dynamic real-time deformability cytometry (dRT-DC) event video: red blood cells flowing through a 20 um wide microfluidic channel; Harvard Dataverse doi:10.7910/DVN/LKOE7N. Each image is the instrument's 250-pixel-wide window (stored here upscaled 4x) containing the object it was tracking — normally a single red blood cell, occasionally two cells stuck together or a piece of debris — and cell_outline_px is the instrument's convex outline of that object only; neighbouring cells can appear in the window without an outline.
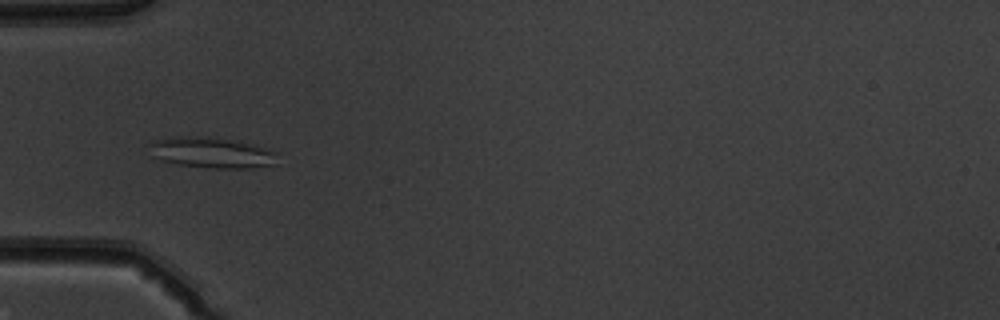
{"species": "common noctule bat (a hibernating species)", "species_latin": "Nyctalus noctula", "temperature_condition": "warm", "stored_images_in_passage": 51, "camera_frame_rate_fps": 3000, "um_per_image_px": 0.085, "animal": {"sex": "male", "body_mass_g": 19.5, "forearm_length_mm": 54.6}, "frame": {"image": 1, "passage_image": 17, "time_ms": 5.333, "image_size_px": [1000, 320], "cell_outline_px": [[280, 152], [276, 164], [252, 168], [216, 168], [180, 164], [160, 160], [152, 156], [148, 144], [152, 140], [172, 136], [204, 136], [252, 144], [268, 148]], "centroid_in_image_um": [18.01, 12.96], "position_along_channel_um": 67.0, "area_um2": 23.18}}
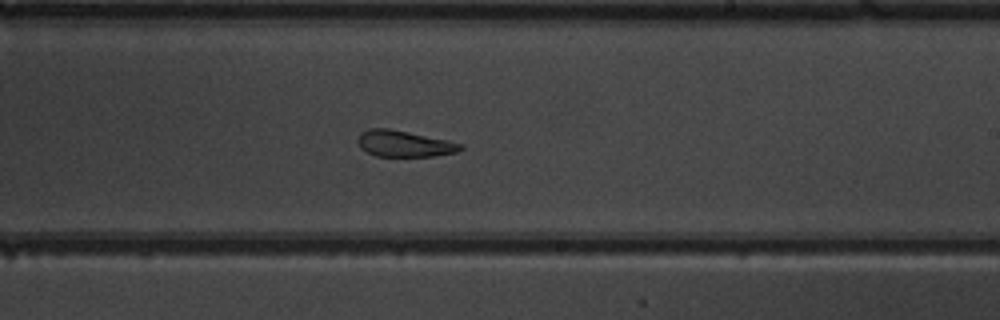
{"frame": {"image": 2, "passage_image": 31, "time_ms": 10.0, "image_size_px": [1000, 320], "cell_outline_px": [[464, 148], [456, 152], [436, 156], [376, 156], [360, 148], [360, 132], [372, 128], [388, 128], [448, 140], [464, 144]], "centroid_in_image_um": [34.41, 12.22], "position_along_channel_um": 254.6, "area_um2": 15.55}}
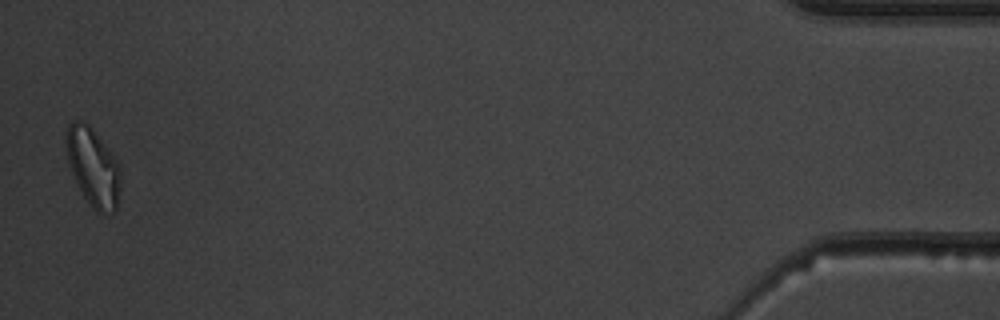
{"frame": {"image": 3, "passage_image": 50, "time_ms": 16.333, "image_size_px": [1000, 320], "cell_outline_px": [[120, 192], [116, 208], [112, 212], [104, 216], [96, 212], [84, 196], [72, 172], [68, 160], [64, 140], [64, 136], [68, 124], [72, 120], [84, 120], [92, 128], [108, 148], [120, 164]], "centroid_in_image_um": [7.91, 14.18], "position_along_channel_um": 427.3, "area_um2": 25.03}, "authors_computed_cell_mechanics": {"area_um2": 20.9814, "velocity_mm_per_s": 4.0527, "shape_relaxation_time_tau1_ms": null, "shape_relaxation_time_tau2_ms": 2.5122, "deformation_change_tau1": null, "deformation_change_tau2": 0.1012}}